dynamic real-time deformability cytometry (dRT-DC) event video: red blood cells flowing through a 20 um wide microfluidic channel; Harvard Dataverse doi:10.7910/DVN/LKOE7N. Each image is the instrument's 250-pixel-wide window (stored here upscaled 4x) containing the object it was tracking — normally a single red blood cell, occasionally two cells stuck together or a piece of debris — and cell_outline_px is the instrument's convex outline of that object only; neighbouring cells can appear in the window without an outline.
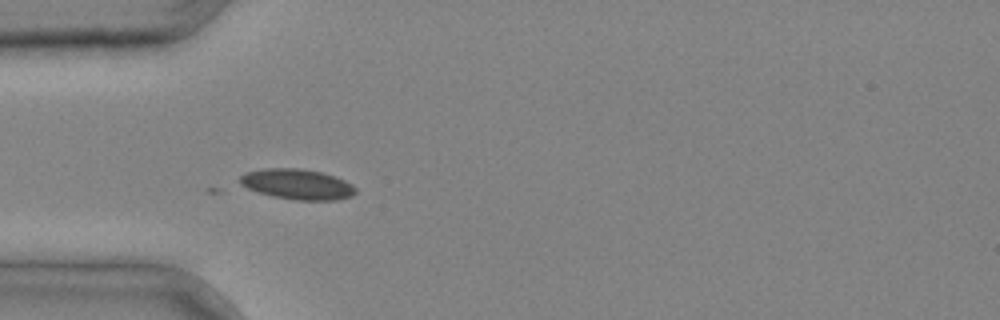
{"species": "common noctule bat (a hibernating species)", "species_latin": "Nyctalus noctula", "temperature_condition": "cold", "stored_images_in_passage": 4, "camera_frame_rate_fps": 3000, "um_per_image_px": 0.085, "animal": {"sex": "male", "body_mass_g": 20.4}, "frame": {"image": 1, "passage_image": 3, "time_ms": 0.667, "image_size_px": [1000, 320], "cell_outline_px": [[356, 192], [352, 196], [336, 200], [296, 200], [272, 196], [256, 192], [240, 184], [236, 180], [244, 172], [264, 168], [300, 168], [320, 172], [344, 180], [352, 184], [356, 188]], "centroid_in_image_um": [25.22, 15.66], "position_along_channel_um": 59.8, "area_um2": 20.63}}